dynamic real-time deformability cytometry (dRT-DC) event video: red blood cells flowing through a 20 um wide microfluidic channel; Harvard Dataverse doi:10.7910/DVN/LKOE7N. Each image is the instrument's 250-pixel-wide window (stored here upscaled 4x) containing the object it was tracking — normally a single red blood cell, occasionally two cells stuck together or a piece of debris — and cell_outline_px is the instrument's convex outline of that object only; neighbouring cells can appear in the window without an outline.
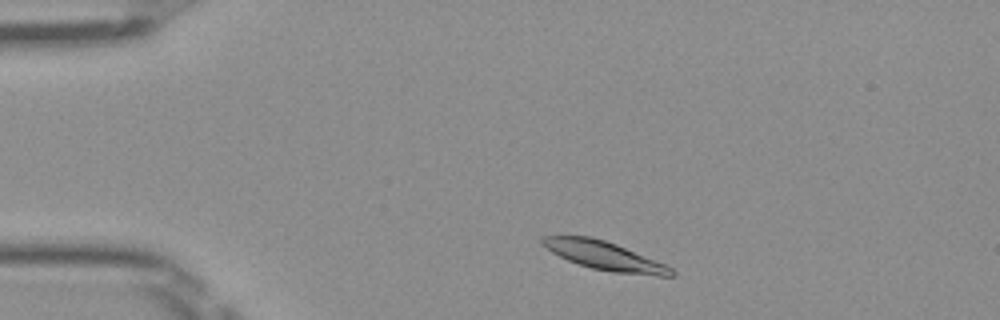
{"species": "Egyptian fruit bat (a non-hibernating species)", "species_latin": "Rousettus aegyptiacus", "temperature_condition": "room temperature", "stored_images_in_passage": 45, "camera_frame_rate_fps": 3000, "um_per_image_px": 0.085, "frame": {"image": 1, "passage_image": 4, "time_ms": 1.0, "image_size_px": [1000, 320], "cell_outline_px": [[676, 276], [660, 276], [612, 272], [592, 268], [568, 260], [552, 252], [540, 244], [540, 236], [588, 236], [604, 240], [616, 244], [664, 264], [672, 268], [676, 272]], "centroid_in_image_um": [51.36, 21.74], "position_along_channel_um": 33.6, "area_um2": 21.21}}
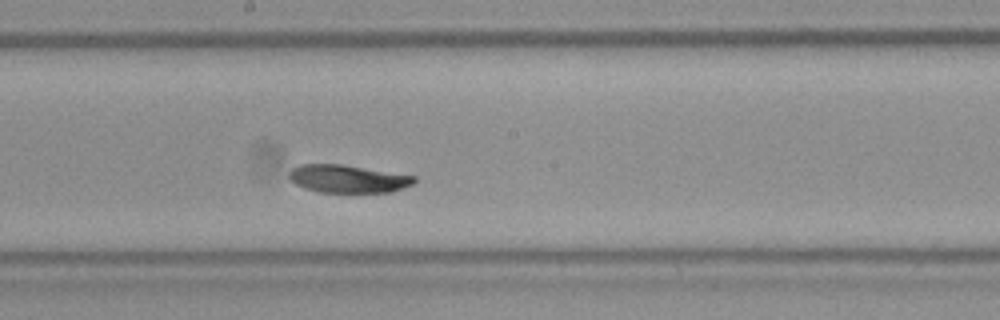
{"frame": {"image": 2, "passage_image": 22, "time_ms": 7.0, "image_size_px": [1000, 320], "cell_outline_px": [[416, 180], [412, 184], [392, 192], [320, 192], [304, 188], [296, 184], [288, 176], [288, 172], [292, 168], [300, 164], [340, 164], [416, 176]], "centroid_in_image_um": [29.55, 15.19], "position_along_channel_um": 218.7, "area_um2": 20.17}}
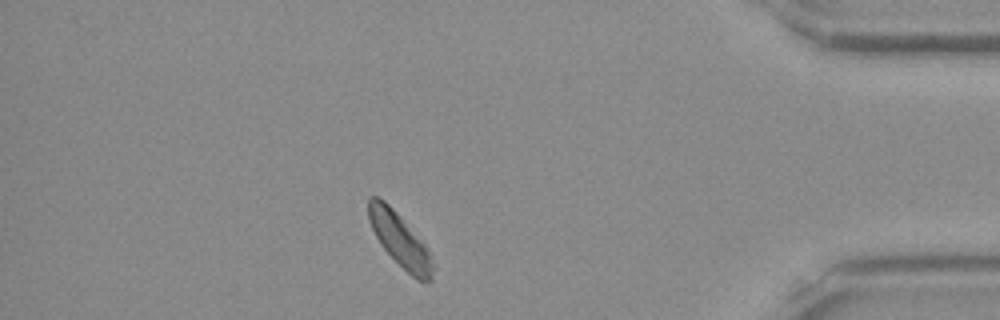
{"frame": {"image": 3, "passage_image": 39, "time_ms": 12.667, "image_size_px": [1000, 320], "cell_outline_px": [[432, 280], [416, 280], [380, 244], [368, 220], [368, 196], [380, 196], [396, 212], [424, 244], [428, 252], [432, 264]], "centroid_in_image_um": [33.93, 20.33], "position_along_channel_um": 401.3, "area_um2": 19.31}, "authors_computed_cell_mechanics": {"area_um2": 21.3282, "velocity_mm_per_s": 3.9132, "shape_relaxation_time_tau1_ms": 2.7579, "shape_relaxation_time_tau2_ms": null, "deformation_change_tau1": 0.1152, "deformation_change_tau2": null}}